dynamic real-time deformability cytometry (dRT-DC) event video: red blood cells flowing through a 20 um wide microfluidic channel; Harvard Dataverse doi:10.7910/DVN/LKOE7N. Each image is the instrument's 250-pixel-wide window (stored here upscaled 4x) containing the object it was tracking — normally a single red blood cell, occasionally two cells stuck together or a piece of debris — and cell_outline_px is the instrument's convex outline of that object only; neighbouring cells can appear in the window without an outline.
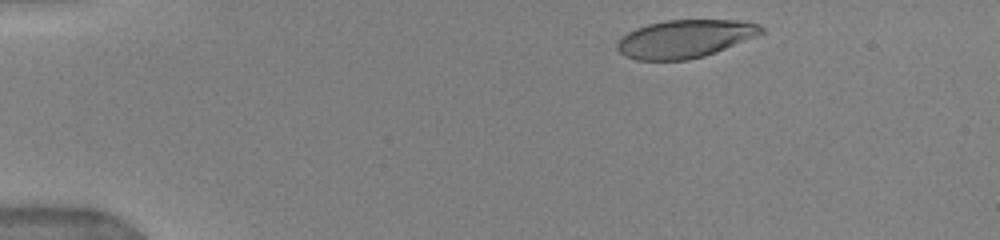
{"species": "human", "species_latin": "Homo sapiens", "temperature_condition": "warm", "stored_images_in_passage": 40, "camera_frame_rate_fps": 3000, "um_per_image_px": 0.085, "donor": {"sex": "female"}, "frame": {"image": 1, "passage_image": 2, "time_ms": 0.667, "image_size_px": [1000, 240], "cell_outline_px": [[764, 32], [704, 56], [688, 60], [636, 60], [624, 56], [616, 48], [616, 44], [628, 32], [636, 28], [648, 24], [668, 20], [744, 20], [756, 24], [764, 28]], "centroid_in_image_um": [58.18, 3.29], "position_along_channel_um": 26.8, "area_um2": 31.5}}
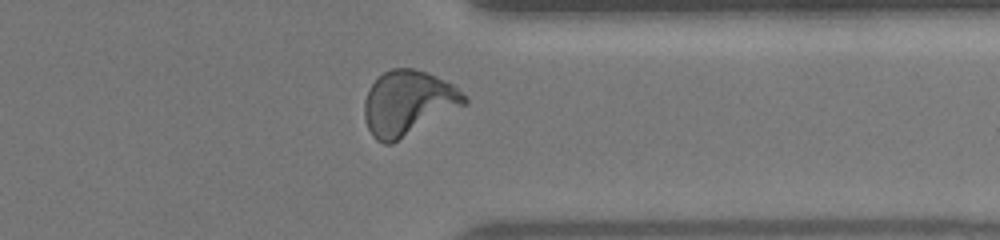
{"frame": {"image": 2, "passage_image": 32, "time_ms": 11.667, "image_size_px": [1000, 240], "cell_outline_px": [[468, 104], [392, 144], [384, 144], [376, 140], [372, 136], [368, 128], [364, 116], [364, 100], [368, 88], [384, 72], [392, 68], [412, 68], [428, 72], [452, 84], [468, 100]], "centroid_in_image_um": [34.67, 8.77], "position_along_channel_um": 376.7, "area_um2": 37.86}}
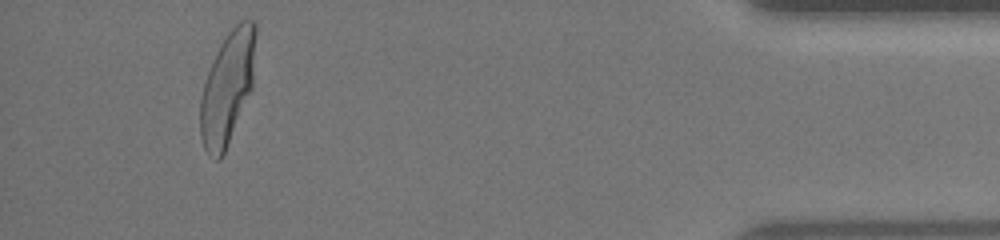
{"frame": {"image": 3, "passage_image": 37, "time_ms": 14.0, "image_size_px": [1000, 240], "cell_outline_px": [[256, 32], [252, 88], [224, 156], [220, 160], [216, 160], [208, 156], [204, 148], [200, 136], [200, 100], [204, 84], [208, 72], [216, 52], [220, 44], [228, 32], [240, 20], [256, 20]], "centroid_in_image_um": [19.33, 7.5], "position_along_channel_um": 415.9, "area_um2": 36.59}, "authors_computed_cell_mechanics": {"area_um2": 35.6626, "velocity_mm_per_s": 3.9546, "shape_relaxation_time_tau1_ms": 3.9106, "shape_relaxation_time_tau2_ms": null, "deformation_change_tau1": 0.2043, "deformation_change_tau2": null}}